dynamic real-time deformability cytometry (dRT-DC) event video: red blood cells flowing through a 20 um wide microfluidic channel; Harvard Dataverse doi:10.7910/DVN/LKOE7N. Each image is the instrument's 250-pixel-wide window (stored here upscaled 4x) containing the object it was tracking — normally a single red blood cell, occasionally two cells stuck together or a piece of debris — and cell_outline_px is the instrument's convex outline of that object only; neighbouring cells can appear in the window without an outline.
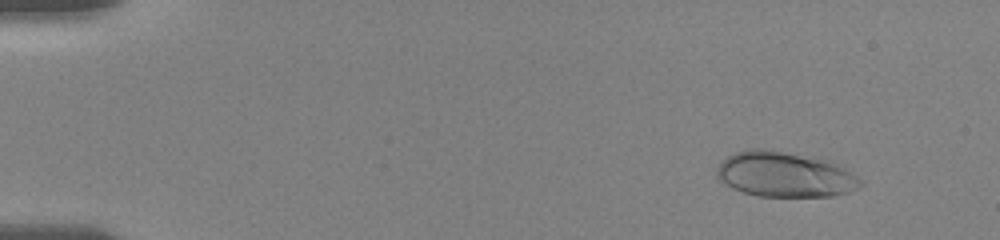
{"species": "human", "species_latin": "Homo sapiens", "temperature_condition": "room temperature", "stored_images_in_passage": 58, "camera_frame_rate_fps": 3000, "um_per_image_px": 0.085, "donor": {"sex": "female"}, "frame": {"image": 1, "passage_image": 8, "time_ms": 1.667, "image_size_px": [1000, 240], "cell_outline_px": [[864, 184], [848, 192], [832, 196], [756, 196], [732, 188], [720, 180], [716, 176], [716, 168], [728, 156], [736, 152], [752, 148], [764, 148], [832, 160], [864, 180]], "centroid_in_image_um": [66.74, 14.82], "position_along_channel_um": 18.3, "area_um2": 38.09}}
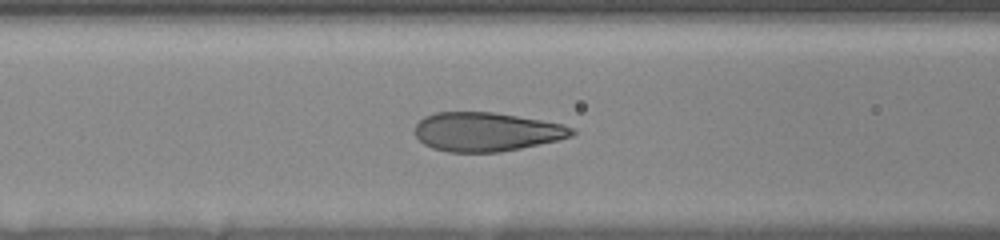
{"frame": {"image": 2, "passage_image": 46, "time_ms": 7.667, "image_size_px": [1000, 240], "cell_outline_px": [[576, 132], [572, 136], [556, 140], [520, 148], [500, 152], [448, 152], [432, 148], [424, 144], [416, 136], [416, 124], [424, 116], [436, 112], [492, 112], [540, 120], [560, 124], [572, 128]], "centroid_in_image_um": [41.3, 11.2], "position_along_channel_um": 125.3, "area_um2": 35.26}}
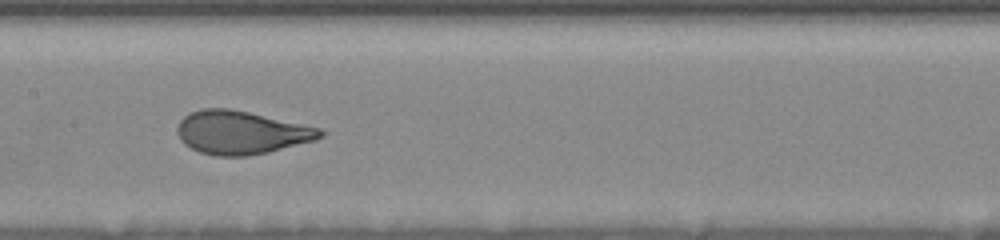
{"frame": {"image": 3, "passage_image": 57, "time_ms": 9.333, "image_size_px": [1000, 240], "cell_outline_px": [[328, 132], [324, 136], [316, 140], [268, 152], [248, 156], [216, 156], [200, 152], [184, 144], [180, 140], [176, 132], [176, 128], [180, 120], [188, 112], [200, 108], [228, 108], [248, 112], [320, 128]], "centroid_in_image_um": [20.48, 11.26], "position_along_channel_um": 186.9, "area_um2": 36.24}}